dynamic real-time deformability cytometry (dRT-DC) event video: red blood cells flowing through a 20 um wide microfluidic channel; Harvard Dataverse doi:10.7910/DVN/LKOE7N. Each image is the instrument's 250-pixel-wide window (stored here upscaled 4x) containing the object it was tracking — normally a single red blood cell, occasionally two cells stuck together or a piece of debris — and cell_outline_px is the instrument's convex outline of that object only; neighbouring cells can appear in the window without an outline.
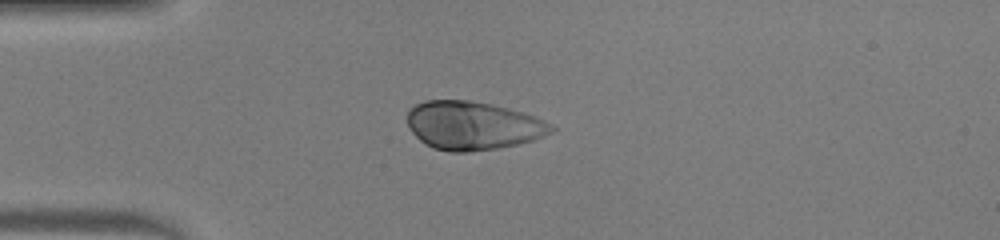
{"species": "human", "species_latin": "Homo sapiens", "temperature_condition": "warm", "stored_images_in_passage": 36, "camera_frame_rate_fps": 3000, "um_per_image_px": 0.085, "donor": {"sex": "male"}, "frame": {"image": 1, "passage_image": 1, "time_ms": 0.0, "image_size_px": [1000, 240], "cell_outline_px": [[556, 128], [552, 132], [532, 140], [520, 144], [496, 148], [468, 152], [448, 152], [432, 148], [424, 144], [412, 132], [408, 124], [408, 108], [424, 100], [472, 100], [492, 104], [508, 108], [544, 120], [552, 124]], "centroid_in_image_um": [40.16, 10.67], "position_along_channel_um": 44.8, "area_um2": 40.75}}
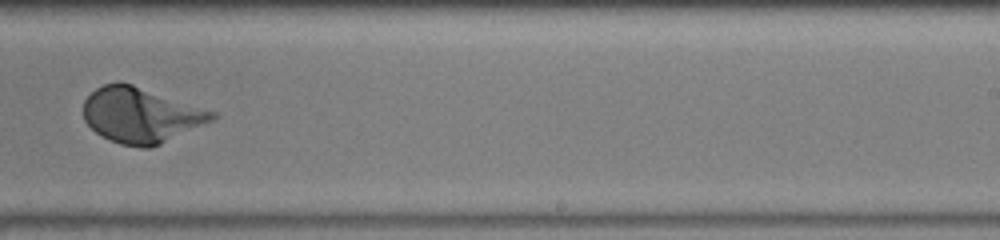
{"frame": {"image": 2, "passage_image": 19, "time_ms": 6.0, "image_size_px": [1000, 240], "cell_outline_px": [[220, 116], [212, 120], [160, 144], [148, 148], [140, 148], [120, 144], [96, 132], [84, 120], [84, 100], [96, 88], [104, 84], [116, 80], [120, 80], [216, 112]], "centroid_in_image_um": [11.96, 9.77], "position_along_channel_um": 277.0, "area_um2": 41.15}}
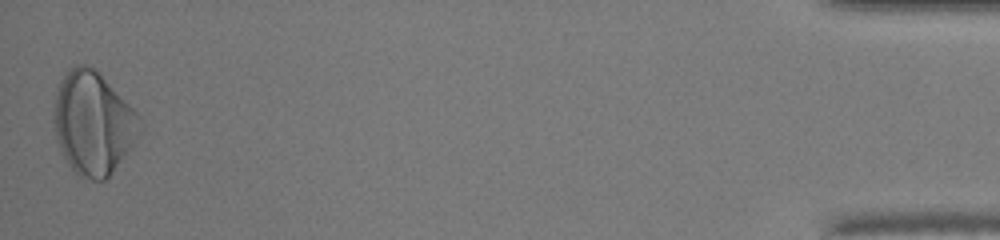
{"frame": {"image": 3, "passage_image": 36, "time_ms": 11.667, "image_size_px": [1000, 240], "cell_outline_px": [[144, 124], [140, 136], [132, 148], [108, 176], [104, 180], [92, 180], [80, 176], [68, 164], [60, 148], [56, 136], [52, 120], [56, 92], [60, 80], [76, 64], [84, 64], [92, 68], [144, 120]], "centroid_in_image_um": [7.92, 10.5], "position_along_channel_um": 427.3, "area_um2": 51.1}}